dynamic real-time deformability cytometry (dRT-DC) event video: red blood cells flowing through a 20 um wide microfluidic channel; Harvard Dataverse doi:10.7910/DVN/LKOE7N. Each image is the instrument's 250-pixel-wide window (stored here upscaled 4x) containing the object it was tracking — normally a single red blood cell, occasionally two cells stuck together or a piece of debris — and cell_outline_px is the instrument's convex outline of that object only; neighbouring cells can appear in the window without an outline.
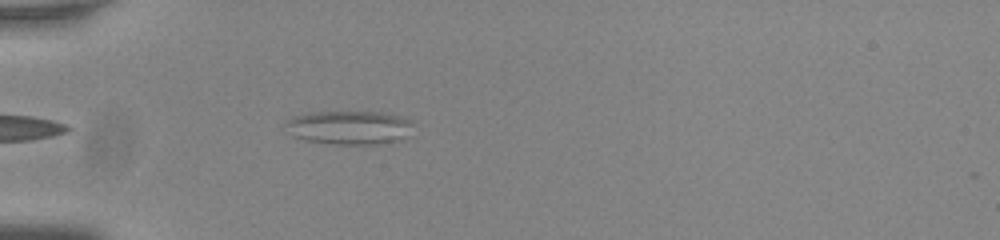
{"species": "common noctule bat (a hibernating species)", "species_latin": "Nyctalus noctula", "temperature_condition": "room temperature", "stored_images_in_passage": 7, "camera_frame_rate_fps": 3000, "um_per_image_px": 0.085, "animal": {"sex": "male", "body_mass_g": 20.0, "forearm_length_mm": 53.3}, "frame": {"image": 1, "passage_image": 3, "time_ms": 0.667, "image_size_px": [1000, 240], "cell_outline_px": [[416, 124], [400, 140], [380, 144], [332, 144], [304, 140], [292, 136], [284, 124], [292, 116], [308, 112], [392, 112], [408, 116], [416, 120]], "centroid_in_image_um": [29.77, 10.81], "position_along_channel_um": 55.2, "area_um2": 25.84}}